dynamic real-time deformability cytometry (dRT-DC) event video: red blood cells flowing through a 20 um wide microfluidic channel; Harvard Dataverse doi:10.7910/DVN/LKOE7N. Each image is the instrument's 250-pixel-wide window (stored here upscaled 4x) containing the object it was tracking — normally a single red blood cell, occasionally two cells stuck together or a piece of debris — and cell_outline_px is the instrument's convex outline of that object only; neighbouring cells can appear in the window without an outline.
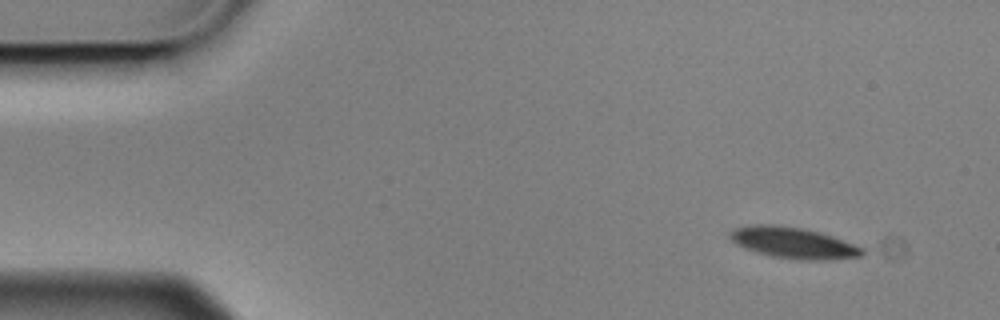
{"species": "Egyptian fruit bat (a non-hibernating species)", "species_latin": "Rousettus aegyptiacus", "temperature_condition": "cold", "stored_images_in_passage": 5, "segment_of_instrument_passage": [1, 2], "camera_frame_rate_fps": 3000, "um_per_image_px": 0.085, "animal": {"sex": "male"}, "frame": {"image": 1, "passage_image": 1, "time_ms": 0.0, "image_size_px": [1000, 320], "cell_outline_px": [[864, 256], [824, 260], [804, 260], [772, 256], [756, 252], [744, 248], [736, 244], [728, 236], [728, 232], [732, 228], [752, 224], [772, 224], [800, 228], [820, 232], [832, 236], [864, 248]], "centroid_in_image_um": [67.39, 20.63], "position_along_channel_um": 17.6, "area_um2": 24.04}}